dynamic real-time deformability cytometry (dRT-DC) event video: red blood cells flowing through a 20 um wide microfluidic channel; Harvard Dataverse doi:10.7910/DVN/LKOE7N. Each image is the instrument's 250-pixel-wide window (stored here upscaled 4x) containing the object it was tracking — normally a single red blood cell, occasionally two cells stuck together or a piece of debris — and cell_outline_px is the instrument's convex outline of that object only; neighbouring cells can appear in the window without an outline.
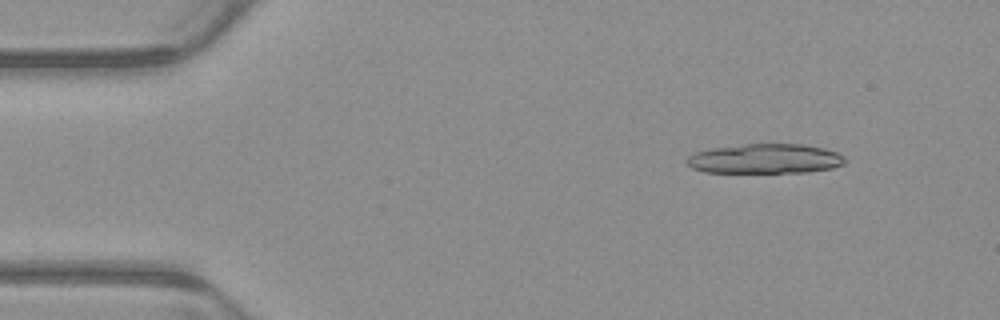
{"species": "common noctule bat (a hibernating species)", "species_latin": "Nyctalus noctula", "temperature_condition": "warm", "stored_images_in_passage": 4, "camera_frame_rate_fps": 3000, "um_per_image_px": 0.085, "animal": {"sex": "male", "body_mass_g": 23.1, "forearm_length_mm": 52.7}, "frame": {"image": 1, "passage_image": 1, "time_ms": 0.0, "image_size_px": [1000, 320], "cell_outline_px": [[848, 160], [844, 164], [832, 168], [808, 172], [704, 172], [692, 168], [684, 160], [688, 156], [696, 152], [712, 148], [744, 144], [804, 144], [824, 148], [836, 152], [844, 156]], "centroid_in_image_um": [65.06, 13.49], "position_along_channel_um": 19.9, "area_um2": 27.46}}
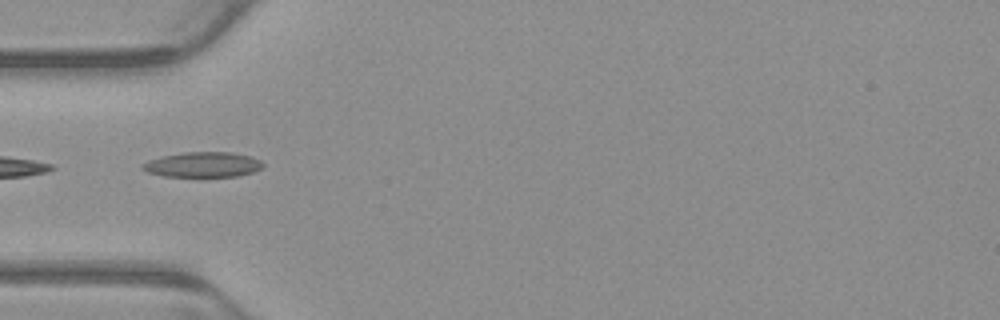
{"frame": {"image": 2, "passage_image": 4, "time_ms": 1.0, "image_size_px": [1000, 320], "cell_outline_px": [[264, 168], [252, 172], [236, 176], [164, 176], [148, 172], [140, 168], [140, 164], [148, 160], [160, 156], [184, 152], [232, 152], [252, 156], [260, 160], [264, 164]], "centroid_in_image_um": [17.24, 13.98], "position_along_channel_um": 67.8, "area_um2": 17.8}}